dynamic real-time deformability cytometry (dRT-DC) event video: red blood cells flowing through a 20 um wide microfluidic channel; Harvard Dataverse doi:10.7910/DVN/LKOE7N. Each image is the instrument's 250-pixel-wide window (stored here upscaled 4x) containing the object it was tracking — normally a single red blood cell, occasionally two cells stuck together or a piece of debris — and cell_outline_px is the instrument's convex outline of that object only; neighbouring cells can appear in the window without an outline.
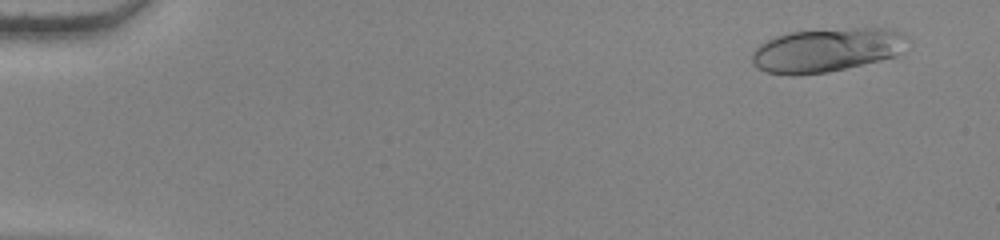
{"species": "human", "species_latin": "Homo sapiens", "temperature_condition": "warm", "stored_images_in_passage": 52, "camera_frame_rate_fps": 3000, "um_per_image_px": 0.085, "donor": {"sex": "female"}, "frame": {"image": 1, "passage_image": 2, "time_ms": 0.333, "image_size_px": [1000, 240], "cell_outline_px": [[892, 56], [844, 68], [824, 72], [768, 72], [760, 68], [752, 60], [752, 56], [756, 48], [768, 40], [792, 32], [892, 32]], "centroid_in_image_um": [69.85, 4.34], "position_along_channel_um": 15.2, "area_um2": 33.81}}
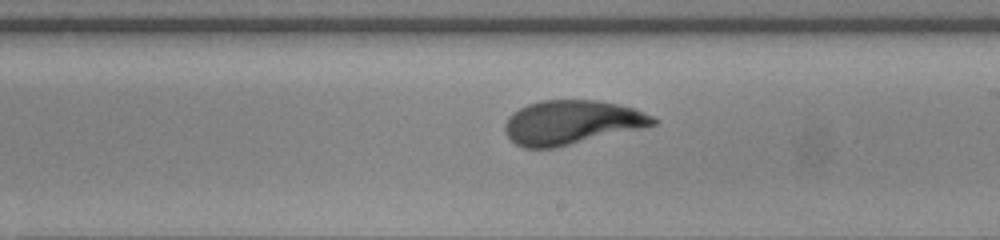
{"frame": {"image": 2, "passage_image": 31, "time_ms": 10.0, "image_size_px": [1000, 240], "cell_outline_px": [[656, 124], [640, 128], [552, 148], [524, 148], [516, 144], [508, 136], [504, 128], [504, 124], [512, 112], [528, 104], [540, 100], [596, 100], [636, 108], [652, 116], [656, 120]], "centroid_in_image_um": [48.55, 10.39], "position_along_channel_um": 240.5, "area_um2": 37.57}}
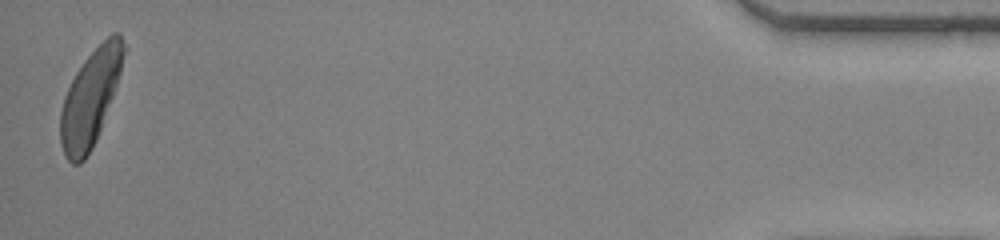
{"frame": {"image": 3, "passage_image": 52, "time_ms": 17.0, "image_size_px": [1000, 240], "cell_outline_px": [[128, 48], [112, 96], [96, 140], [92, 148], [84, 160], [80, 164], [72, 164], [64, 156], [60, 144], [60, 112], [64, 96], [76, 72], [88, 56], [112, 32], [120, 32]], "centroid_in_image_um": [7.68, 8.32], "position_along_channel_um": 427.5, "area_um2": 35.14}, "authors_computed_cell_mechanics": {"area_um2": 36.6452, "velocity_mm_per_s": 3.8265, "shape_relaxation_time_tau1_ms": 2.7013, "shape_relaxation_time_tau2_ms": 0.8881, "deformation_change_tau1": 0.1857, "deformation_change_tau2": 0.076}}